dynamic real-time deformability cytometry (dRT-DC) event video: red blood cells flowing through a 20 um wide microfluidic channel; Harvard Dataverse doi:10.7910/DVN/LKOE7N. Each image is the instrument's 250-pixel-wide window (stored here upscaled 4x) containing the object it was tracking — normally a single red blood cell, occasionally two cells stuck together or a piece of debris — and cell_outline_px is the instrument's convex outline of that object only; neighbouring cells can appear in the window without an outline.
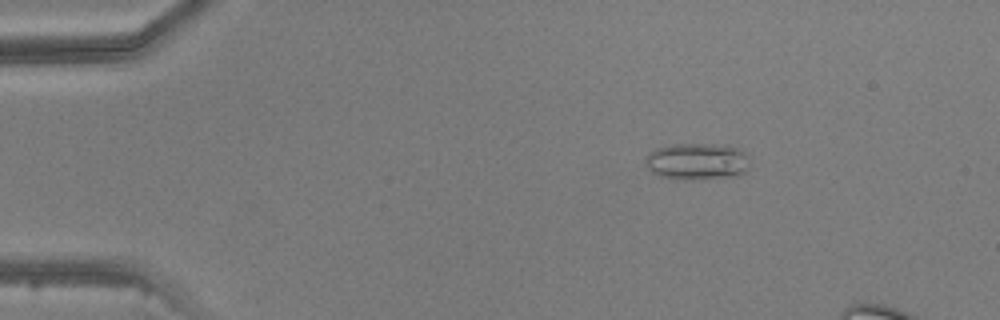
{"species": "common noctule bat (a hibernating species)", "species_latin": "Nyctalus noctula", "temperature_condition": "warm", "stored_images_in_passage": 5, "camera_frame_rate_fps": 3000, "um_per_image_px": 0.085, "animal": {"sex": "male", "body_mass_g": 20.5, "forearm_length_mm": 52.5}, "frame": {"image": 1, "passage_image": 3, "time_ms": 2.333, "image_size_px": [1000, 320], "cell_outline_px": [[748, 168], [744, 172], [736, 176], [692, 180], [672, 180], [660, 176], [652, 172], [644, 164], [644, 156], [648, 152], [656, 148], [676, 144], [728, 144], [740, 148], [748, 156]], "centroid_in_image_um": [59.22, 13.72], "position_along_channel_um": 25.8, "area_um2": 23.0}}